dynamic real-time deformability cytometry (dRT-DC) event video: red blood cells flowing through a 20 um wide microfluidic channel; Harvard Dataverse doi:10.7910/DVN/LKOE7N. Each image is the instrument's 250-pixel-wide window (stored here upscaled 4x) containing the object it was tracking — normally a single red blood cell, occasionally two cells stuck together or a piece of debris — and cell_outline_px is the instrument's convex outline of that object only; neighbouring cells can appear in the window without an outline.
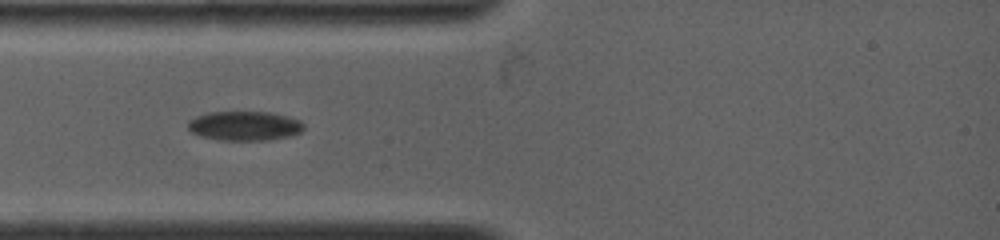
{"species": "common noctule bat (a hibernating species)", "species_latin": "Nyctalus noctula", "temperature_condition": "warm", "stored_images_in_passage": 10, "camera_frame_rate_fps": 4500, "um_per_image_px": 0.085, "animal": {"sex": "female", "body_mass_g": 19.0, "forearm_length_mm": 53.3}, "frame": {"image": 1, "passage_image": 8, "time_ms": 1.778, "image_size_px": [1000, 240], "cell_outline_px": [[304, 128], [300, 132], [288, 136], [268, 140], [220, 140], [200, 136], [192, 132], [188, 128], [188, 120], [196, 116], [212, 112], [268, 112], [288, 116], [304, 124]], "centroid_in_image_um": [20.76, 10.7], "position_along_channel_um": 64.2, "area_um2": 19.65}}
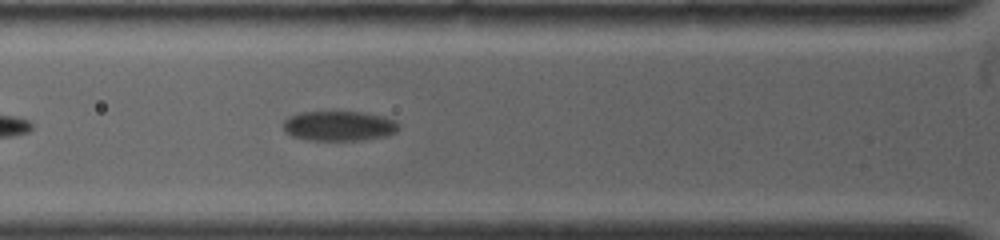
{"frame": {"image": 2, "passage_image": 10, "time_ms": 2.667, "image_size_px": [1000, 240], "cell_outline_px": [[396, 128], [392, 132], [384, 136], [360, 140], [308, 140], [292, 136], [284, 128], [284, 120], [300, 112], [360, 112], [392, 120], [396, 124]], "centroid_in_image_um": [28.72, 10.71], "position_along_channel_um": 97.1, "area_um2": 19.31}}